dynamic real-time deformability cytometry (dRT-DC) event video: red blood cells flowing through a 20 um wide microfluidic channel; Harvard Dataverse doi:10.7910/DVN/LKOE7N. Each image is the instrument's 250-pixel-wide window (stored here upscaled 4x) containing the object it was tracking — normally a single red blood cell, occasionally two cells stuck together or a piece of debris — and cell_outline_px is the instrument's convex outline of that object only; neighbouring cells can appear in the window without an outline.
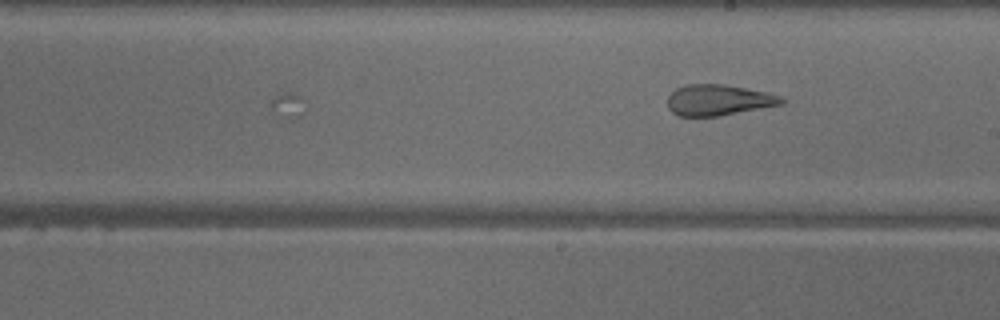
{"species": "common noctule bat (a hibernating species)", "species_latin": "Nyctalus noctula", "temperature_condition": "warm", "stored_images_in_passage": 27, "camera_frame_rate_fps": 3000, "um_per_image_px": 0.085, "animal": {"sex": "male", "body_mass_g": 18.8}, "frame": {"image": 1, "passage_image": 27, "time_ms": 8.667, "image_size_px": [1000, 320], "cell_outline_px": [[784, 104], [720, 116], [680, 116], [672, 112], [668, 108], [668, 96], [676, 88], [684, 84], [724, 84], [768, 92], [780, 96], [784, 100]], "centroid_in_image_um": [61.07, 8.5], "position_along_channel_um": 227.9, "area_um2": 20.63}}